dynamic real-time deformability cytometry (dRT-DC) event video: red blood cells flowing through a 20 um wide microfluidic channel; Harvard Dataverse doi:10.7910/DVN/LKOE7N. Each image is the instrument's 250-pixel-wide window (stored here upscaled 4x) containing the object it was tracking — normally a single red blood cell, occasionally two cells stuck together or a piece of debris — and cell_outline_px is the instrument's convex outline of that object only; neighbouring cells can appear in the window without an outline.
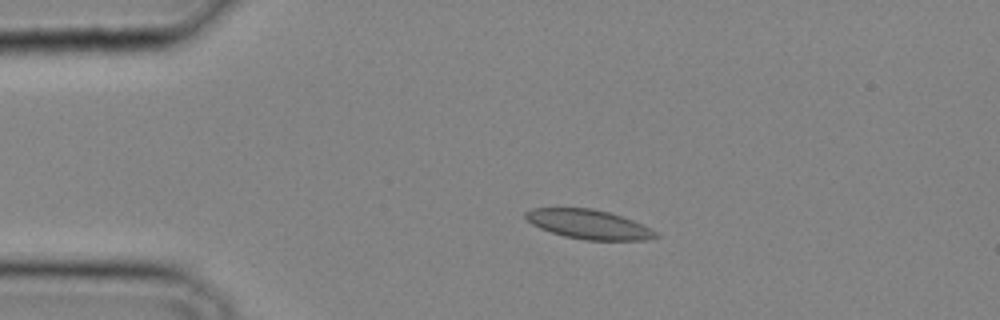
{"species": "common noctule bat (a hibernating species)", "species_latin": "Nyctalus noctula", "temperature_condition": "cold", "stored_images_in_passage": 35, "camera_frame_rate_fps": 3000, "um_per_image_px": 0.085, "animal": {"sex": "male", "body_mass_g": 20.4}, "frame": {"image": 1, "passage_image": 8, "time_ms": 2.333, "image_size_px": [1000, 320], "cell_outline_px": [[660, 236], [648, 240], [584, 240], [564, 236], [540, 228], [532, 224], [524, 216], [524, 212], [532, 208], [592, 208], [608, 212], [644, 224], [660, 232]], "centroid_in_image_um": [50.09, 19.07], "position_along_channel_um": 34.9, "area_um2": 22.37}}
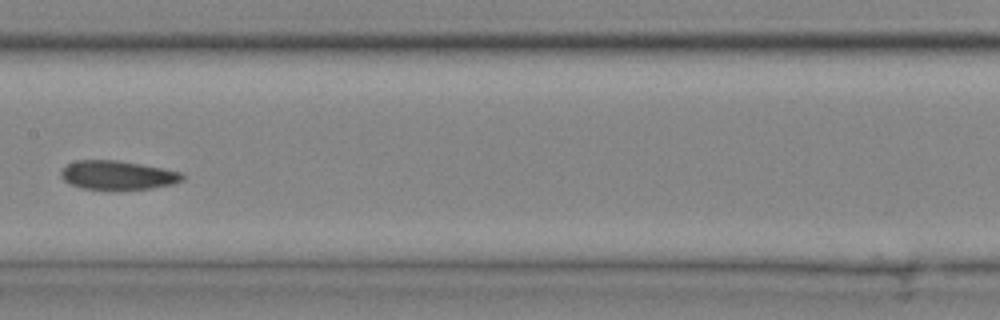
{"frame": {"image": 2, "passage_image": 19, "time_ms": 6.0, "image_size_px": [1000, 320], "cell_outline_px": [[184, 180], [172, 184], [148, 188], [84, 188], [72, 184], [64, 180], [60, 176], [60, 172], [68, 164], [76, 160], [116, 160], [164, 168], [184, 172]], "centroid_in_image_um": [10.03, 14.86], "position_along_channel_um": 197.4, "area_um2": 20.0}}
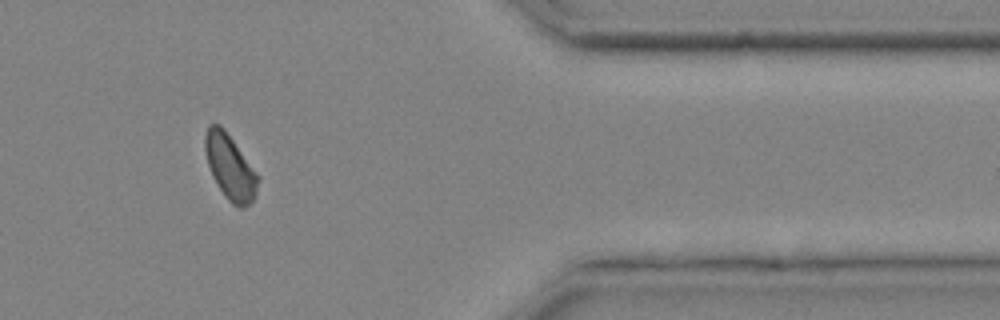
{"frame": {"image": 3, "passage_image": 31, "time_ms": 10.0, "image_size_px": [1000, 320], "cell_outline_px": [[260, 180], [256, 196], [244, 208], [240, 208], [232, 204], [228, 200], [212, 176], [208, 164], [204, 148], [204, 136], [208, 124], [220, 124], [224, 128], [260, 176]], "centroid_in_image_um": [19.57, 14.19], "position_along_channel_um": 391.8, "area_um2": 20.17}}